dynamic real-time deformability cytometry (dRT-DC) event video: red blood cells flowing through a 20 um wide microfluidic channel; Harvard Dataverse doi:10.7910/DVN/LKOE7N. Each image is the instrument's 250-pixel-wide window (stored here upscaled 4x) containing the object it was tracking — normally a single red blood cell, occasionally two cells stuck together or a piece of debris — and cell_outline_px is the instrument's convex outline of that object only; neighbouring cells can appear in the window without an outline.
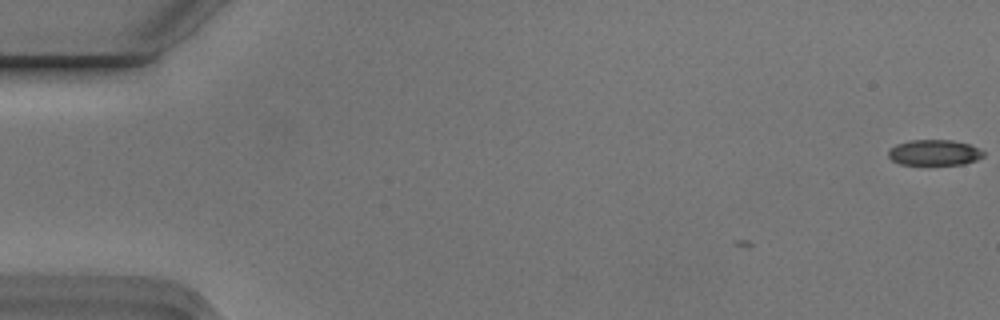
{"species": "Egyptian fruit bat (a non-hibernating species)", "species_latin": "Rousettus aegyptiacus", "temperature_condition": "cold", "stored_images_in_passage": 2, "camera_frame_rate_fps": 3000, "um_per_image_px": 0.085, "animal": {"sex": "male"}, "frame": {"image": 1, "passage_image": 2, "time_ms": 0.333, "image_size_px": [1000, 320], "cell_outline_px": [[984, 156], [976, 160], [964, 164], [900, 164], [892, 160], [888, 156], [888, 148], [896, 144], [912, 140], [952, 140], [968, 144], [984, 152]], "centroid_in_image_um": [79.38, 12.96], "position_along_channel_um": 5.6, "area_um2": 14.1}}